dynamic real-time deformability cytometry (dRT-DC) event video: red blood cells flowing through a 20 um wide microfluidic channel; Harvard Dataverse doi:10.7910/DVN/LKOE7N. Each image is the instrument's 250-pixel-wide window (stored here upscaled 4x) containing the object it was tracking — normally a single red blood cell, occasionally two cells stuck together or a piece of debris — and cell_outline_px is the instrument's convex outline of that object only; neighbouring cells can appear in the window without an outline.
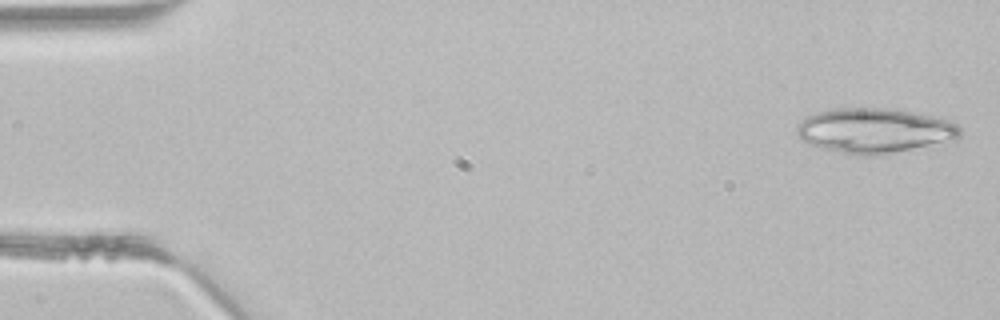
{"species": "common noctule bat (a hibernating species)", "species_latin": "Nyctalus noctula", "temperature_condition": "room temperature", "stored_images_in_passage": 4, "camera_frame_rate_fps": 3000, "um_per_image_px": 0.085, "animal": {"sex": "male", "body_mass_g": 21.5, "forearm_length_mm": 52.0}, "frame": {"image": 1, "passage_image": 1, "time_ms": 0.0, "image_size_px": [1000, 320], "cell_outline_px": [[960, 136], [956, 140], [868, 156], [856, 156], [820, 148], [800, 140], [796, 132], [796, 128], [800, 120], [804, 116], [816, 112], [832, 108], [888, 108], [912, 112], [932, 116], [948, 120], [956, 124], [960, 128]], "centroid_in_image_um": [74.25, 11.09], "position_along_channel_um": 10.7, "area_um2": 42.71}}